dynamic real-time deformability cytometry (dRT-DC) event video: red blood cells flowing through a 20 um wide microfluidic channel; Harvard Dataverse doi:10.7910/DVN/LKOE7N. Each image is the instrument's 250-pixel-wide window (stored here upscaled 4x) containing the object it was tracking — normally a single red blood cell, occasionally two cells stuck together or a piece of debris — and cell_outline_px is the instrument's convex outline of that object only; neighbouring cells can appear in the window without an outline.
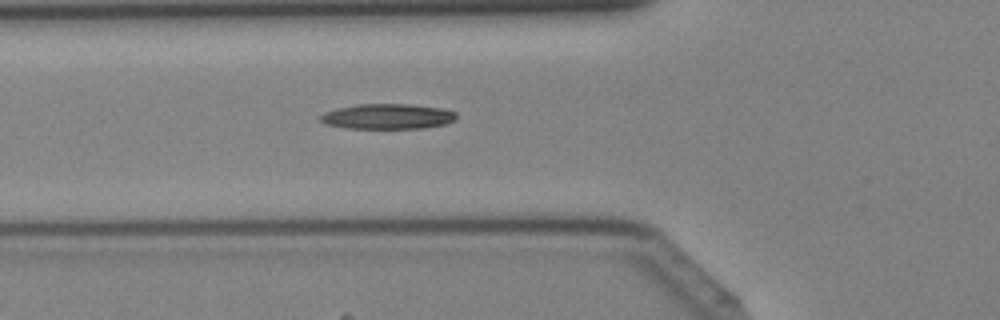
{"species": "Egyptian fruit bat (a non-hibernating species)", "species_latin": "Rousettus aegyptiacus", "temperature_condition": "cold", "stored_images_in_passage": 19, "camera_frame_rate_fps": 3000, "um_per_image_px": 0.085, "animal": {"sex": "female"}, "frame": {"image": 1, "passage_image": 15, "time_ms": 4.667, "image_size_px": [1000, 320], "cell_outline_px": [[456, 120], [444, 124], [424, 128], [344, 128], [324, 124], [320, 120], [320, 116], [324, 112], [336, 108], [356, 104], [412, 104], [444, 108], [456, 112]], "centroid_in_image_um": [32.94, 9.89], "position_along_channel_um": 92.9, "area_um2": 20.23}}
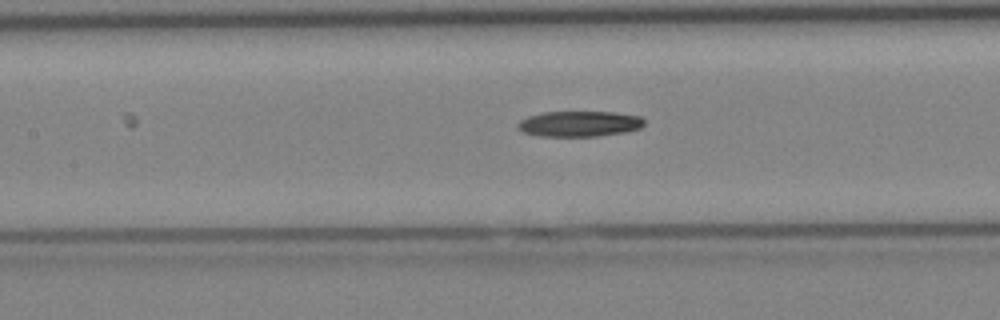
{"frame": {"image": 2, "passage_image": 19, "time_ms": 6.0, "image_size_px": [1000, 320], "cell_outline_px": [[644, 124], [640, 128], [624, 132], [596, 136], [540, 136], [524, 132], [516, 128], [516, 124], [520, 120], [528, 116], [544, 112], [616, 112], [640, 116], [644, 120]], "centroid_in_image_um": [49.23, 10.52], "position_along_channel_um": 158.2, "area_um2": 18.84}}